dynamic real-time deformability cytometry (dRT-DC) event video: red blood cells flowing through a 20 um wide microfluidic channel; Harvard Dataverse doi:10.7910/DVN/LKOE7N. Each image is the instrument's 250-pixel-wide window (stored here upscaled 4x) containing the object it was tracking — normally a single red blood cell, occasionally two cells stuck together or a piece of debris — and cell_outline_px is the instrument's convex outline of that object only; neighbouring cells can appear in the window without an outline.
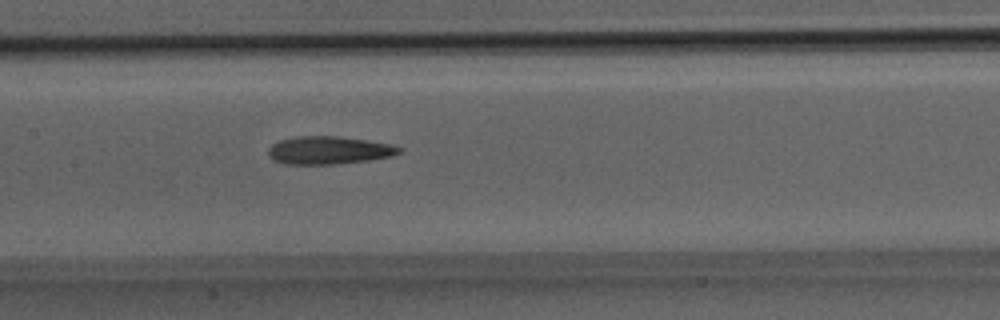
{"species": "Egyptian fruit bat (a non-hibernating species)", "species_latin": "Rousettus aegyptiacus", "temperature_condition": "room temperature", "stored_images_in_passage": 11, "camera_frame_rate_fps": 3000, "um_per_image_px": 0.085, "animal": {"sex": "male"}, "frame": {"image": 1, "passage_image": 6, "time_ms": 1.667, "image_size_px": [1000, 320], "cell_outline_px": [[404, 148], [400, 152], [392, 156], [368, 160], [336, 164], [284, 164], [272, 160], [268, 156], [268, 148], [272, 144], [280, 140], [296, 136], [340, 136], [392, 144]], "centroid_in_image_um": [27.94, 12.77], "position_along_channel_um": 179.5, "area_um2": 21.44}}
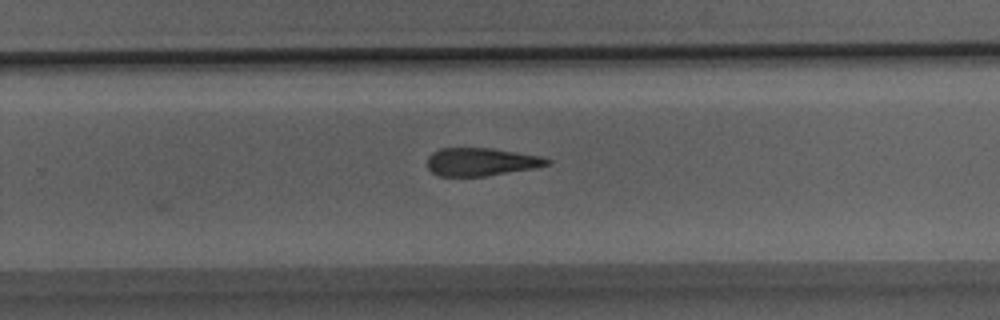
{"frame": {"image": 2, "passage_image": 11, "time_ms": 3.333, "image_size_px": [1000, 320], "cell_outline_px": [[552, 164], [536, 168], [484, 176], [440, 176], [432, 172], [428, 168], [428, 156], [432, 152], [440, 148], [492, 148], [540, 156], [552, 160]], "centroid_in_image_um": [40.92, 13.75], "position_along_channel_um": 288.9, "area_um2": 19.59}}